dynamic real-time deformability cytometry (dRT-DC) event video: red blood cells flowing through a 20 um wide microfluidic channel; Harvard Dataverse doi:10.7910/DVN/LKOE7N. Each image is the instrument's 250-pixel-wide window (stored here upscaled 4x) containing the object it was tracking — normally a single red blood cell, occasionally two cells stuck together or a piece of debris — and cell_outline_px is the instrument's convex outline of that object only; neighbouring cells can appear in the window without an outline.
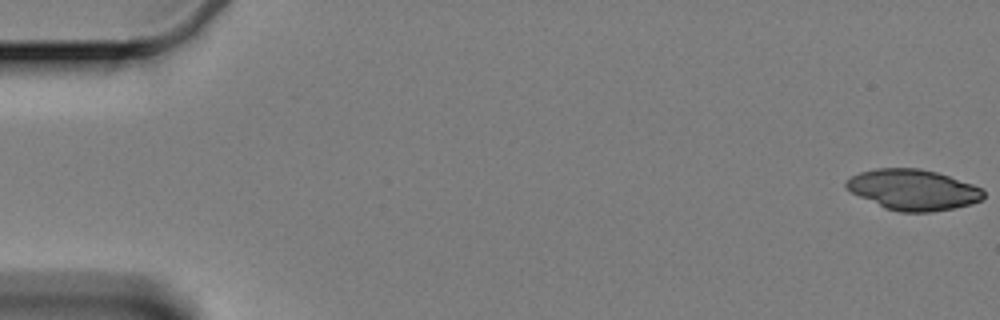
{"species": "Egyptian fruit bat (a non-hibernating species)", "species_latin": "Rousettus aegyptiacus", "temperature_condition": "cold", "stored_images_in_passage": 13, "camera_frame_rate_fps": 3000, "um_per_image_px": 0.085, "animal": {"sex": "female"}, "frame": {"image": 1, "passage_image": 1, "time_ms": 0.0, "image_size_px": [1000, 320], "cell_outline_px": [[984, 196], [980, 200], [972, 204], [932, 212], [900, 212], [884, 208], [852, 192], [844, 184], [844, 180], [860, 172], [876, 168], [920, 168], [936, 172], [972, 184], [980, 188], [984, 192]], "centroid_in_image_um": [77.6, 16.12], "position_along_channel_um": 7.4, "area_um2": 32.31}}